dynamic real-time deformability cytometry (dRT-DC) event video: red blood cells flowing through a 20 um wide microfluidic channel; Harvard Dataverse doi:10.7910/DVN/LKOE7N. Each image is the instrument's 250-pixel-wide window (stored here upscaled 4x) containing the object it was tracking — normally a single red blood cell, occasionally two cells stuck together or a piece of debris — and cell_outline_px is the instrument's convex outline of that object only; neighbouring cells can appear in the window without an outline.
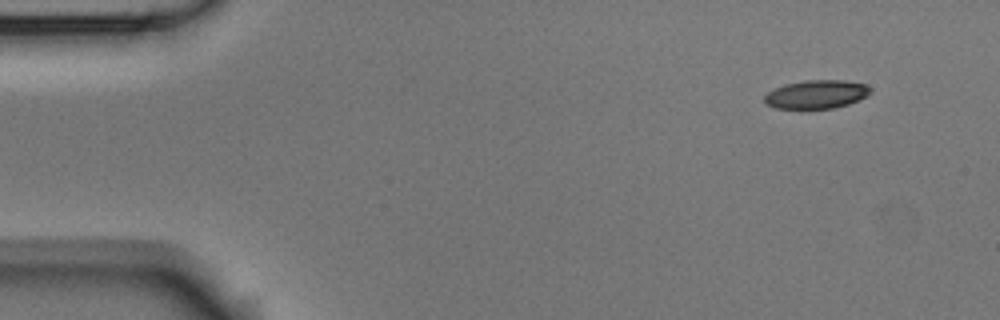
{"species": "Egyptian fruit bat (a non-hibernating species)", "species_latin": "Rousettus aegyptiacus", "temperature_condition": "room temperature", "stored_images_in_passage": 5, "camera_frame_rate_fps": 3000, "um_per_image_px": 0.085, "animal": {"sex": "male"}, "frame": {"image": 1, "passage_image": 1, "time_ms": 0.0, "image_size_px": [1000, 320], "cell_outline_px": [[872, 92], [860, 100], [848, 104], [832, 108], [776, 108], [764, 104], [764, 96], [768, 92], [784, 84], [804, 80], [844, 80], [864, 84], [872, 88]], "centroid_in_image_um": [69.4, 8.01], "position_along_channel_um": 15.6, "area_um2": 17.63}}
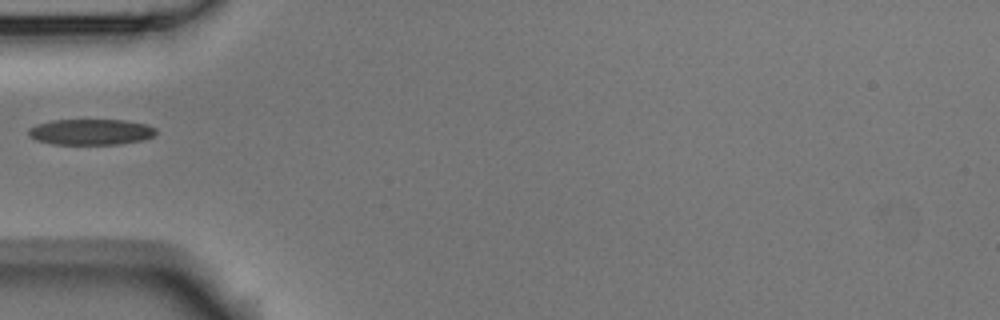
{"frame": {"image": 2, "passage_image": 4, "time_ms": 1.0, "image_size_px": [1000, 320], "cell_outline_px": [[156, 132], [152, 136], [144, 140], [116, 144], [52, 144], [36, 140], [28, 136], [28, 128], [36, 124], [52, 120], [124, 120], [148, 124], [156, 128]], "centroid_in_image_um": [7.7, 11.21], "position_along_channel_um": 77.3, "area_um2": 19.31}}
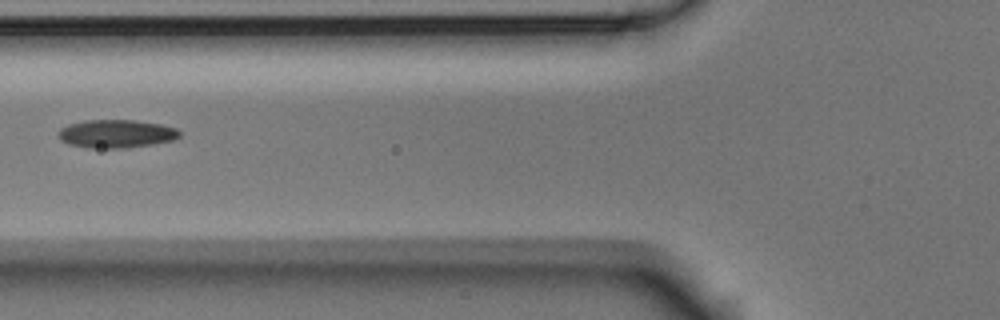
{"frame": {"image": 3, "passage_image": 5, "time_ms": 1.333, "image_size_px": [1000, 320], "cell_outline_px": [[180, 136], [172, 140], [152, 144], [124, 148], [88, 148], [68, 144], [60, 140], [56, 136], [56, 132], [60, 128], [68, 124], [84, 120], [132, 120], [160, 124], [176, 128], [180, 132]], "centroid_in_image_um": [9.8, 11.37], "position_along_channel_um": 116.0, "area_um2": 20.06}}